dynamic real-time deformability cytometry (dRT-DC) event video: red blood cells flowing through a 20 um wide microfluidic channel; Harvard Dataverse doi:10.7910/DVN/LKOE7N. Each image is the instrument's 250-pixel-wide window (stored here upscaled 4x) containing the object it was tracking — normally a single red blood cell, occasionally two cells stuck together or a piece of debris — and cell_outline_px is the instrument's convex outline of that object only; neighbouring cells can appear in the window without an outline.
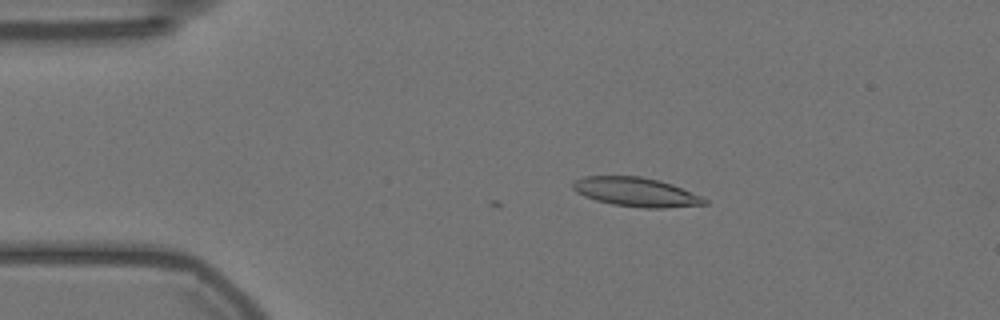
{"species": "Egyptian fruit bat (a non-hibernating species)", "species_latin": "Rousettus aegyptiacus", "temperature_condition": "warm", "stored_images_in_passage": 5, "camera_frame_rate_fps": 3000, "um_per_image_px": 0.085, "animal": {"sex": "female"}, "frame": {"image": 1, "passage_image": 5, "time_ms": 1.333, "image_size_px": [1000, 320], "cell_outline_px": [[708, 204], [664, 208], [644, 208], [612, 204], [596, 200], [584, 196], [576, 192], [572, 188], [572, 184], [576, 180], [584, 176], [640, 176], [672, 184], [704, 196], [708, 200]], "centroid_in_image_um": [54.1, 16.33], "position_along_channel_um": 30.9, "area_um2": 22.37}}